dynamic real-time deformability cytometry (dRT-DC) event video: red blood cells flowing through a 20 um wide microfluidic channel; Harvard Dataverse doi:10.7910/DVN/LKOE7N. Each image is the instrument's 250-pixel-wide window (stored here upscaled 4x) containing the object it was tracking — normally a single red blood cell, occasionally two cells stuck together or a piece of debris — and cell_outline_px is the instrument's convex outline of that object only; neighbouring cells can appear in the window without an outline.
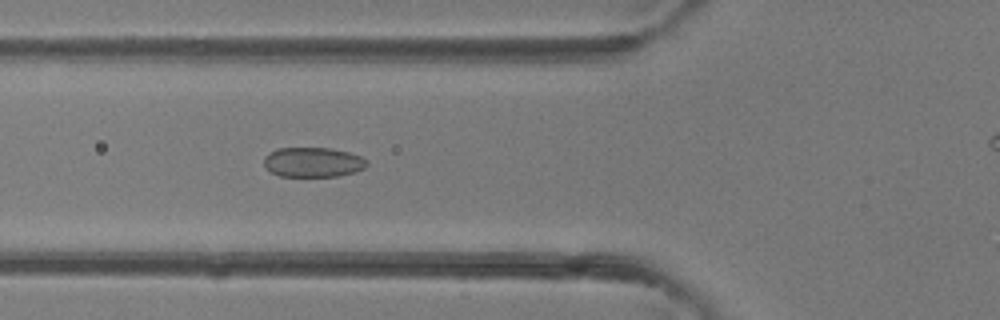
{"species": "common noctule bat (a hibernating species)", "species_latin": "Nyctalus noctula", "temperature_condition": "room temperature", "stored_images_in_passage": 37, "camera_frame_rate_fps": 3000, "um_per_image_px": 0.085, "animal": {"sex": "female"}, "frame": {"image": 1, "passage_image": 15, "time_ms": 4.667, "image_size_px": [1000, 320], "cell_outline_px": [[368, 164], [364, 168], [356, 172], [340, 176], [280, 176], [264, 168], [264, 156], [268, 152], [276, 148], [332, 148], [348, 152], [360, 156], [368, 160]], "centroid_in_image_um": [26.59, 13.78], "position_along_channel_um": 99.2, "area_um2": 18.09}}
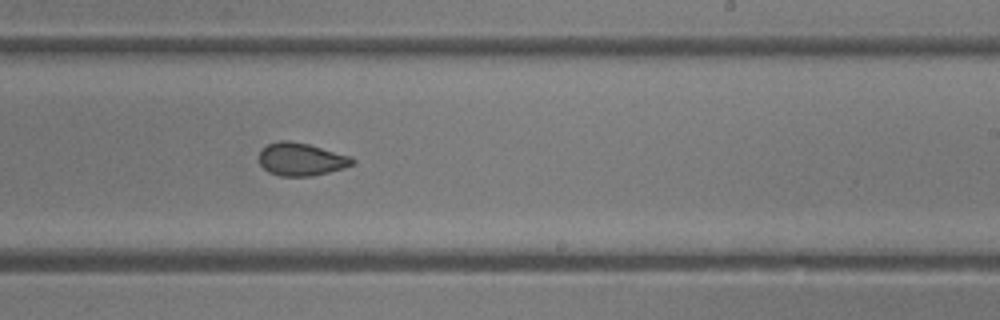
{"frame": {"image": 2, "passage_image": 25, "time_ms": 8.0, "image_size_px": [1000, 320], "cell_outline_px": [[356, 164], [344, 168], [312, 176], [280, 176], [268, 172], [260, 164], [260, 152], [268, 144], [280, 140], [288, 140], [308, 144], [352, 156], [356, 160]], "centroid_in_image_um": [25.65, 13.54], "position_along_channel_um": 263.4, "area_um2": 17.92}}
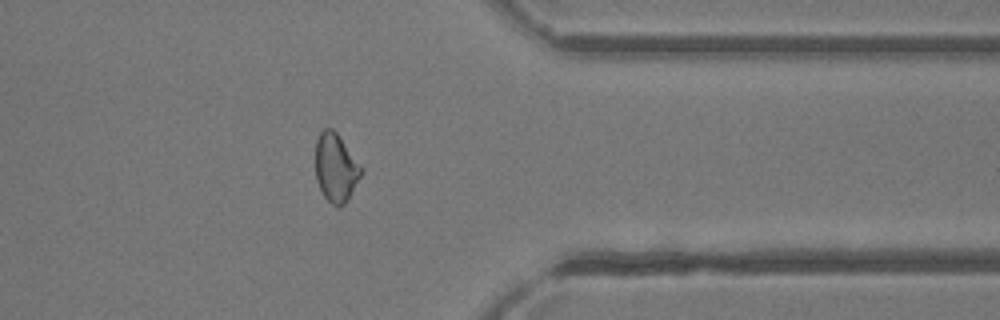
{"frame": {"image": 3, "passage_image": 33, "time_ms": 10.667, "image_size_px": [1000, 320], "cell_outline_px": [[364, 168], [360, 176], [344, 204], [340, 208], [332, 204], [324, 196], [316, 180], [316, 140], [320, 132], [324, 128], [332, 128], [336, 132]], "centroid_in_image_um": [28.54, 14.23], "position_along_channel_um": 382.9, "area_um2": 18.03}}